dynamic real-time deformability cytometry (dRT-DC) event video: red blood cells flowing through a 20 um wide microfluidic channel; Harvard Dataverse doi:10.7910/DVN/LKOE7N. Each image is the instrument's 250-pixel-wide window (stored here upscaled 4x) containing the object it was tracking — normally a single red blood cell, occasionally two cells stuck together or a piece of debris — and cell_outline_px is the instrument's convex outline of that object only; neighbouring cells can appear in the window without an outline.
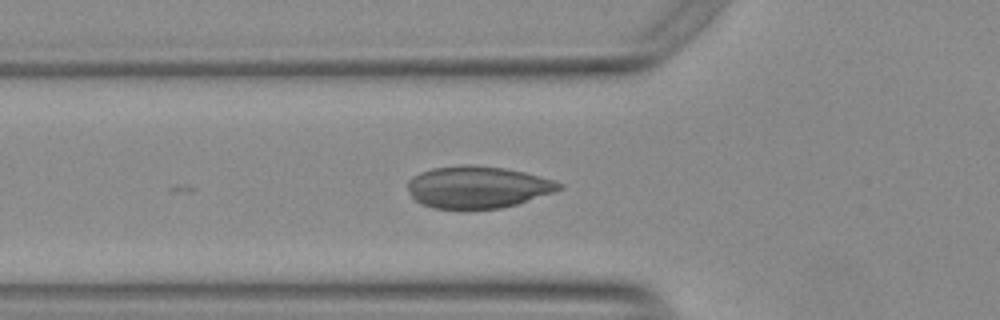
{"species": "Egyptian fruit bat (a non-hibernating species)", "species_latin": "Rousettus aegyptiacus", "temperature_condition": "warm", "stored_images_in_passage": 6, "camera_frame_rate_fps": 3000, "um_per_image_px": 0.085, "animal": {"sex": "female"}, "frame": {"image": 1, "passage_image": 4, "time_ms": 1.0, "image_size_px": [1000, 320], "cell_outline_px": [[564, 188], [516, 204], [500, 208], [432, 208], [416, 200], [412, 196], [408, 188], [408, 180], [412, 176], [420, 172], [432, 168], [464, 164], [468, 164], [504, 168], [524, 172], [552, 180], [564, 184]], "centroid_in_image_um": [40.58, 15.89], "position_along_channel_um": 85.2, "area_um2": 36.65}}